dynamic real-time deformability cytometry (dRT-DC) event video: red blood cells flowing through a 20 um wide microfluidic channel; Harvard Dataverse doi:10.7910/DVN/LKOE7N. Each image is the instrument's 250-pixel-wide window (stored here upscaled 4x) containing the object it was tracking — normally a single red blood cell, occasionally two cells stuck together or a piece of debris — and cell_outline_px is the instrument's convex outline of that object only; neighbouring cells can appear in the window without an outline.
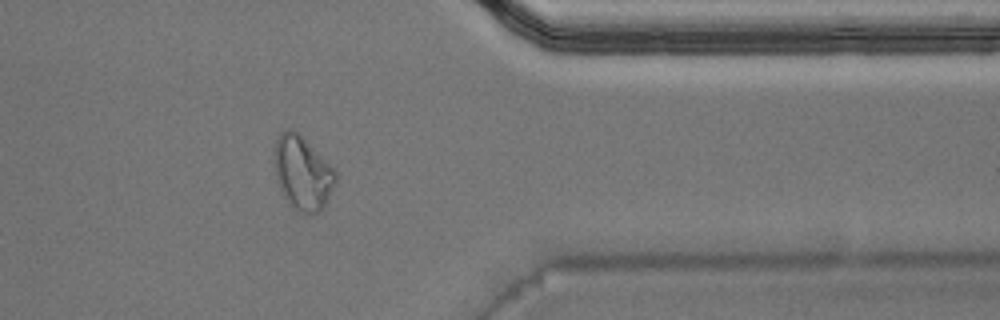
{"species": "Egyptian fruit bat (a non-hibernating species)", "species_latin": "Rousettus aegyptiacus", "temperature_condition": "warm", "stored_images_in_passage": 35, "camera_frame_rate_fps": 3000, "um_per_image_px": 0.085, "animal": {"sex": "male"}, "frame": {"image": 1, "passage_image": 25, "time_ms": 8.0, "image_size_px": [1000, 320], "cell_outline_px": [[336, 184], [324, 208], [320, 212], [296, 212], [288, 204], [276, 180], [276, 140], [280, 132], [284, 128], [292, 128], [336, 172]], "centroid_in_image_um": [25.72, 14.75], "position_along_channel_um": 385.7, "area_um2": 25.72}}